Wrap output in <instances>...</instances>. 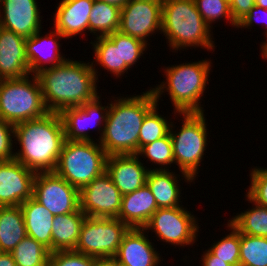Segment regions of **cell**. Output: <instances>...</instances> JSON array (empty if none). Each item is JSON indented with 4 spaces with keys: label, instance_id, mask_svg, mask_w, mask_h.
I'll use <instances>...</instances> for the list:
<instances>
[{
    "label": "cell",
    "instance_id": "1",
    "mask_svg": "<svg viewBox=\"0 0 267 266\" xmlns=\"http://www.w3.org/2000/svg\"><path fill=\"white\" fill-rule=\"evenodd\" d=\"M86 61L65 60L37 74L42 98L49 112L60 113L65 108L78 107L94 100L98 94V70Z\"/></svg>",
    "mask_w": 267,
    "mask_h": 266
},
{
    "label": "cell",
    "instance_id": "2",
    "mask_svg": "<svg viewBox=\"0 0 267 266\" xmlns=\"http://www.w3.org/2000/svg\"><path fill=\"white\" fill-rule=\"evenodd\" d=\"M14 140L20 146L14 159L36 173L54 172L66 140L60 114L49 112L42 118L15 124Z\"/></svg>",
    "mask_w": 267,
    "mask_h": 266
},
{
    "label": "cell",
    "instance_id": "3",
    "mask_svg": "<svg viewBox=\"0 0 267 266\" xmlns=\"http://www.w3.org/2000/svg\"><path fill=\"white\" fill-rule=\"evenodd\" d=\"M116 98L110 102L100 146L108 156L136 155L143 120L159 104L151 89L141 95Z\"/></svg>",
    "mask_w": 267,
    "mask_h": 266
},
{
    "label": "cell",
    "instance_id": "4",
    "mask_svg": "<svg viewBox=\"0 0 267 266\" xmlns=\"http://www.w3.org/2000/svg\"><path fill=\"white\" fill-rule=\"evenodd\" d=\"M211 64L210 59H203L163 68L166 81L151 88L157 103L161 100L162 94L168 92L174 114L204 112L201 99L210 80L208 77Z\"/></svg>",
    "mask_w": 267,
    "mask_h": 266
},
{
    "label": "cell",
    "instance_id": "5",
    "mask_svg": "<svg viewBox=\"0 0 267 266\" xmlns=\"http://www.w3.org/2000/svg\"><path fill=\"white\" fill-rule=\"evenodd\" d=\"M211 31L194 0H162L161 34L167 39L172 52L188 47L214 51L217 46Z\"/></svg>",
    "mask_w": 267,
    "mask_h": 266
},
{
    "label": "cell",
    "instance_id": "6",
    "mask_svg": "<svg viewBox=\"0 0 267 266\" xmlns=\"http://www.w3.org/2000/svg\"><path fill=\"white\" fill-rule=\"evenodd\" d=\"M179 116H183L181 128L179 131H173L175 126L172 122L169 133L175 165L179 167L184 181L190 184L200 172L199 167L207 149L208 123L204 112L179 113Z\"/></svg>",
    "mask_w": 267,
    "mask_h": 266
},
{
    "label": "cell",
    "instance_id": "7",
    "mask_svg": "<svg viewBox=\"0 0 267 266\" xmlns=\"http://www.w3.org/2000/svg\"><path fill=\"white\" fill-rule=\"evenodd\" d=\"M107 157L98 141L65 140L54 172L80 191L106 171Z\"/></svg>",
    "mask_w": 267,
    "mask_h": 266
},
{
    "label": "cell",
    "instance_id": "8",
    "mask_svg": "<svg viewBox=\"0 0 267 266\" xmlns=\"http://www.w3.org/2000/svg\"><path fill=\"white\" fill-rule=\"evenodd\" d=\"M47 113L35 74L0 80V118L4 121L15 125L42 118Z\"/></svg>",
    "mask_w": 267,
    "mask_h": 266
},
{
    "label": "cell",
    "instance_id": "9",
    "mask_svg": "<svg viewBox=\"0 0 267 266\" xmlns=\"http://www.w3.org/2000/svg\"><path fill=\"white\" fill-rule=\"evenodd\" d=\"M129 229L118 218L87 216L74 250L97 259L114 258Z\"/></svg>",
    "mask_w": 267,
    "mask_h": 266
},
{
    "label": "cell",
    "instance_id": "10",
    "mask_svg": "<svg viewBox=\"0 0 267 266\" xmlns=\"http://www.w3.org/2000/svg\"><path fill=\"white\" fill-rule=\"evenodd\" d=\"M191 211L183 205L174 208H158L151 216L149 222L143 227L157 235L159 240L179 247L190 246L198 239V220Z\"/></svg>",
    "mask_w": 267,
    "mask_h": 266
},
{
    "label": "cell",
    "instance_id": "11",
    "mask_svg": "<svg viewBox=\"0 0 267 266\" xmlns=\"http://www.w3.org/2000/svg\"><path fill=\"white\" fill-rule=\"evenodd\" d=\"M33 198L54 216L76 212L80 208L79 190L55 172H38Z\"/></svg>",
    "mask_w": 267,
    "mask_h": 266
},
{
    "label": "cell",
    "instance_id": "12",
    "mask_svg": "<svg viewBox=\"0 0 267 266\" xmlns=\"http://www.w3.org/2000/svg\"><path fill=\"white\" fill-rule=\"evenodd\" d=\"M107 105L102 106L98 95L94 100L81 106L63 109L59 114L64 127L65 139L71 141H95L90 136L89 129L97 127L96 129L98 130L96 131L100 134L99 142L103 134L110 103Z\"/></svg>",
    "mask_w": 267,
    "mask_h": 266
},
{
    "label": "cell",
    "instance_id": "13",
    "mask_svg": "<svg viewBox=\"0 0 267 266\" xmlns=\"http://www.w3.org/2000/svg\"><path fill=\"white\" fill-rule=\"evenodd\" d=\"M161 19L162 0H130L121 9L118 31L147 43L149 36L161 33Z\"/></svg>",
    "mask_w": 267,
    "mask_h": 266
},
{
    "label": "cell",
    "instance_id": "14",
    "mask_svg": "<svg viewBox=\"0 0 267 266\" xmlns=\"http://www.w3.org/2000/svg\"><path fill=\"white\" fill-rule=\"evenodd\" d=\"M80 209L88 217L117 218L122 195L105 171L79 191Z\"/></svg>",
    "mask_w": 267,
    "mask_h": 266
},
{
    "label": "cell",
    "instance_id": "15",
    "mask_svg": "<svg viewBox=\"0 0 267 266\" xmlns=\"http://www.w3.org/2000/svg\"><path fill=\"white\" fill-rule=\"evenodd\" d=\"M36 174L16 159L0 161V207L20 206L33 197Z\"/></svg>",
    "mask_w": 267,
    "mask_h": 266
},
{
    "label": "cell",
    "instance_id": "16",
    "mask_svg": "<svg viewBox=\"0 0 267 266\" xmlns=\"http://www.w3.org/2000/svg\"><path fill=\"white\" fill-rule=\"evenodd\" d=\"M36 0H0V26L29 38L42 30Z\"/></svg>",
    "mask_w": 267,
    "mask_h": 266
},
{
    "label": "cell",
    "instance_id": "17",
    "mask_svg": "<svg viewBox=\"0 0 267 266\" xmlns=\"http://www.w3.org/2000/svg\"><path fill=\"white\" fill-rule=\"evenodd\" d=\"M137 155H109L106 172L121 195L134 192L146 184L149 168Z\"/></svg>",
    "mask_w": 267,
    "mask_h": 266
},
{
    "label": "cell",
    "instance_id": "18",
    "mask_svg": "<svg viewBox=\"0 0 267 266\" xmlns=\"http://www.w3.org/2000/svg\"><path fill=\"white\" fill-rule=\"evenodd\" d=\"M41 31L34 33L25 40L26 58L30 74H37L45 68L57 66L68 59L61 54V45L58 41V39L64 40L66 38L55 29L43 35L44 37L40 35L42 34Z\"/></svg>",
    "mask_w": 267,
    "mask_h": 266
},
{
    "label": "cell",
    "instance_id": "19",
    "mask_svg": "<svg viewBox=\"0 0 267 266\" xmlns=\"http://www.w3.org/2000/svg\"><path fill=\"white\" fill-rule=\"evenodd\" d=\"M143 228H130L124 235L115 259L127 266H158L160 253ZM153 243V244H152Z\"/></svg>",
    "mask_w": 267,
    "mask_h": 266
},
{
    "label": "cell",
    "instance_id": "20",
    "mask_svg": "<svg viewBox=\"0 0 267 266\" xmlns=\"http://www.w3.org/2000/svg\"><path fill=\"white\" fill-rule=\"evenodd\" d=\"M25 40L23 36L0 26V80L30 74Z\"/></svg>",
    "mask_w": 267,
    "mask_h": 266
},
{
    "label": "cell",
    "instance_id": "21",
    "mask_svg": "<svg viewBox=\"0 0 267 266\" xmlns=\"http://www.w3.org/2000/svg\"><path fill=\"white\" fill-rule=\"evenodd\" d=\"M94 0H61L56 7L54 29L66 39L89 32V18Z\"/></svg>",
    "mask_w": 267,
    "mask_h": 266
},
{
    "label": "cell",
    "instance_id": "22",
    "mask_svg": "<svg viewBox=\"0 0 267 266\" xmlns=\"http://www.w3.org/2000/svg\"><path fill=\"white\" fill-rule=\"evenodd\" d=\"M158 210L155 197L147 184L122 196L118 219L130 228H143Z\"/></svg>",
    "mask_w": 267,
    "mask_h": 266
},
{
    "label": "cell",
    "instance_id": "23",
    "mask_svg": "<svg viewBox=\"0 0 267 266\" xmlns=\"http://www.w3.org/2000/svg\"><path fill=\"white\" fill-rule=\"evenodd\" d=\"M20 207L24 215L27 235L52 252L51 232L54 215L33 197L23 202Z\"/></svg>",
    "mask_w": 267,
    "mask_h": 266
},
{
    "label": "cell",
    "instance_id": "24",
    "mask_svg": "<svg viewBox=\"0 0 267 266\" xmlns=\"http://www.w3.org/2000/svg\"><path fill=\"white\" fill-rule=\"evenodd\" d=\"M171 170H149L146 184L155 197L158 208L182 206L179 176Z\"/></svg>",
    "mask_w": 267,
    "mask_h": 266
},
{
    "label": "cell",
    "instance_id": "25",
    "mask_svg": "<svg viewBox=\"0 0 267 266\" xmlns=\"http://www.w3.org/2000/svg\"><path fill=\"white\" fill-rule=\"evenodd\" d=\"M86 215L79 208L76 212L54 216L52 221V252L74 250Z\"/></svg>",
    "mask_w": 267,
    "mask_h": 266
},
{
    "label": "cell",
    "instance_id": "26",
    "mask_svg": "<svg viewBox=\"0 0 267 266\" xmlns=\"http://www.w3.org/2000/svg\"><path fill=\"white\" fill-rule=\"evenodd\" d=\"M26 235L21 207H0V252L11 253Z\"/></svg>",
    "mask_w": 267,
    "mask_h": 266
},
{
    "label": "cell",
    "instance_id": "27",
    "mask_svg": "<svg viewBox=\"0 0 267 266\" xmlns=\"http://www.w3.org/2000/svg\"><path fill=\"white\" fill-rule=\"evenodd\" d=\"M95 39L94 42H90L94 52L91 64L95 63L97 66L98 63L102 69L114 74L116 78L130 70L125 62H122L121 42H112L107 36H98Z\"/></svg>",
    "mask_w": 267,
    "mask_h": 266
},
{
    "label": "cell",
    "instance_id": "28",
    "mask_svg": "<svg viewBox=\"0 0 267 266\" xmlns=\"http://www.w3.org/2000/svg\"><path fill=\"white\" fill-rule=\"evenodd\" d=\"M120 14L119 7L94 0L89 18V32L98 37L118 31Z\"/></svg>",
    "mask_w": 267,
    "mask_h": 266
},
{
    "label": "cell",
    "instance_id": "29",
    "mask_svg": "<svg viewBox=\"0 0 267 266\" xmlns=\"http://www.w3.org/2000/svg\"><path fill=\"white\" fill-rule=\"evenodd\" d=\"M247 201L253 203L251 209L236 213L228 220L241 234L267 238V208L252 201L247 195ZM255 205V206H254Z\"/></svg>",
    "mask_w": 267,
    "mask_h": 266
},
{
    "label": "cell",
    "instance_id": "30",
    "mask_svg": "<svg viewBox=\"0 0 267 266\" xmlns=\"http://www.w3.org/2000/svg\"><path fill=\"white\" fill-rule=\"evenodd\" d=\"M11 255L16 266H48L50 251L42 243L26 235Z\"/></svg>",
    "mask_w": 267,
    "mask_h": 266
},
{
    "label": "cell",
    "instance_id": "31",
    "mask_svg": "<svg viewBox=\"0 0 267 266\" xmlns=\"http://www.w3.org/2000/svg\"><path fill=\"white\" fill-rule=\"evenodd\" d=\"M157 106L143 120L138 138V151L143 146L167 136L170 132L172 122H169L164 115L159 114Z\"/></svg>",
    "mask_w": 267,
    "mask_h": 266
},
{
    "label": "cell",
    "instance_id": "32",
    "mask_svg": "<svg viewBox=\"0 0 267 266\" xmlns=\"http://www.w3.org/2000/svg\"><path fill=\"white\" fill-rule=\"evenodd\" d=\"M240 266H267V238L240 233Z\"/></svg>",
    "mask_w": 267,
    "mask_h": 266
},
{
    "label": "cell",
    "instance_id": "33",
    "mask_svg": "<svg viewBox=\"0 0 267 266\" xmlns=\"http://www.w3.org/2000/svg\"><path fill=\"white\" fill-rule=\"evenodd\" d=\"M136 155L140 156L139 158H147L146 161L149 159V162L154 163L155 166H160L159 168L151 167L150 170H169L171 164L175 163L170 133L159 140L143 146Z\"/></svg>",
    "mask_w": 267,
    "mask_h": 266
},
{
    "label": "cell",
    "instance_id": "34",
    "mask_svg": "<svg viewBox=\"0 0 267 266\" xmlns=\"http://www.w3.org/2000/svg\"><path fill=\"white\" fill-rule=\"evenodd\" d=\"M229 234L221 240L214 241L208 248L219 259L224 260L232 266H240V232L228 221Z\"/></svg>",
    "mask_w": 267,
    "mask_h": 266
},
{
    "label": "cell",
    "instance_id": "35",
    "mask_svg": "<svg viewBox=\"0 0 267 266\" xmlns=\"http://www.w3.org/2000/svg\"><path fill=\"white\" fill-rule=\"evenodd\" d=\"M198 12L201 14L204 22L212 29V23L219 21L224 18L227 23L237 27L234 22L231 11L229 0H194ZM229 21V22H228Z\"/></svg>",
    "mask_w": 267,
    "mask_h": 266
},
{
    "label": "cell",
    "instance_id": "36",
    "mask_svg": "<svg viewBox=\"0 0 267 266\" xmlns=\"http://www.w3.org/2000/svg\"><path fill=\"white\" fill-rule=\"evenodd\" d=\"M107 37L112 42H121L122 62H125L129 68H132L136 62L138 63L141 56L143 57L145 49L147 51V46L150 45L141 39L123 34L120 31L109 34Z\"/></svg>",
    "mask_w": 267,
    "mask_h": 266
},
{
    "label": "cell",
    "instance_id": "37",
    "mask_svg": "<svg viewBox=\"0 0 267 266\" xmlns=\"http://www.w3.org/2000/svg\"><path fill=\"white\" fill-rule=\"evenodd\" d=\"M98 260L75 250H61L50 252L48 266H97Z\"/></svg>",
    "mask_w": 267,
    "mask_h": 266
},
{
    "label": "cell",
    "instance_id": "38",
    "mask_svg": "<svg viewBox=\"0 0 267 266\" xmlns=\"http://www.w3.org/2000/svg\"><path fill=\"white\" fill-rule=\"evenodd\" d=\"M250 171L251 185L246 195L254 203L267 208V168L254 166Z\"/></svg>",
    "mask_w": 267,
    "mask_h": 266
},
{
    "label": "cell",
    "instance_id": "39",
    "mask_svg": "<svg viewBox=\"0 0 267 266\" xmlns=\"http://www.w3.org/2000/svg\"><path fill=\"white\" fill-rule=\"evenodd\" d=\"M14 125L0 118V161L12 160L15 157ZM14 148V149H13Z\"/></svg>",
    "mask_w": 267,
    "mask_h": 266
},
{
    "label": "cell",
    "instance_id": "40",
    "mask_svg": "<svg viewBox=\"0 0 267 266\" xmlns=\"http://www.w3.org/2000/svg\"><path fill=\"white\" fill-rule=\"evenodd\" d=\"M260 14V15H259ZM260 16V17H258ZM260 18V19H259ZM263 19V20H262ZM257 20V22L262 21L265 25V34L264 37H267V8H262L258 5H255L250 11L249 13L242 18L238 23H237V27L236 28H247L250 29L252 26H254V23H256L255 21Z\"/></svg>",
    "mask_w": 267,
    "mask_h": 266
},
{
    "label": "cell",
    "instance_id": "41",
    "mask_svg": "<svg viewBox=\"0 0 267 266\" xmlns=\"http://www.w3.org/2000/svg\"><path fill=\"white\" fill-rule=\"evenodd\" d=\"M229 3L231 15L236 24L255 6V0H229Z\"/></svg>",
    "mask_w": 267,
    "mask_h": 266
},
{
    "label": "cell",
    "instance_id": "42",
    "mask_svg": "<svg viewBox=\"0 0 267 266\" xmlns=\"http://www.w3.org/2000/svg\"><path fill=\"white\" fill-rule=\"evenodd\" d=\"M201 257L200 261L202 262V266H232L224 260L219 259V257L215 256L209 249H206Z\"/></svg>",
    "mask_w": 267,
    "mask_h": 266
},
{
    "label": "cell",
    "instance_id": "43",
    "mask_svg": "<svg viewBox=\"0 0 267 266\" xmlns=\"http://www.w3.org/2000/svg\"><path fill=\"white\" fill-rule=\"evenodd\" d=\"M0 266H16L11 253L0 252Z\"/></svg>",
    "mask_w": 267,
    "mask_h": 266
},
{
    "label": "cell",
    "instance_id": "44",
    "mask_svg": "<svg viewBox=\"0 0 267 266\" xmlns=\"http://www.w3.org/2000/svg\"><path fill=\"white\" fill-rule=\"evenodd\" d=\"M97 266H127L119 263L115 258L99 259Z\"/></svg>",
    "mask_w": 267,
    "mask_h": 266
},
{
    "label": "cell",
    "instance_id": "45",
    "mask_svg": "<svg viewBox=\"0 0 267 266\" xmlns=\"http://www.w3.org/2000/svg\"><path fill=\"white\" fill-rule=\"evenodd\" d=\"M107 4H111L122 9L130 0H99Z\"/></svg>",
    "mask_w": 267,
    "mask_h": 266
},
{
    "label": "cell",
    "instance_id": "46",
    "mask_svg": "<svg viewBox=\"0 0 267 266\" xmlns=\"http://www.w3.org/2000/svg\"><path fill=\"white\" fill-rule=\"evenodd\" d=\"M255 5H258L262 8H267V0H255Z\"/></svg>",
    "mask_w": 267,
    "mask_h": 266
},
{
    "label": "cell",
    "instance_id": "47",
    "mask_svg": "<svg viewBox=\"0 0 267 266\" xmlns=\"http://www.w3.org/2000/svg\"><path fill=\"white\" fill-rule=\"evenodd\" d=\"M260 46H261L260 50H267V37H266V41L262 42Z\"/></svg>",
    "mask_w": 267,
    "mask_h": 266
},
{
    "label": "cell",
    "instance_id": "48",
    "mask_svg": "<svg viewBox=\"0 0 267 266\" xmlns=\"http://www.w3.org/2000/svg\"><path fill=\"white\" fill-rule=\"evenodd\" d=\"M261 56H262V58H264V60H266L267 59V50H261Z\"/></svg>",
    "mask_w": 267,
    "mask_h": 266
}]
</instances>
